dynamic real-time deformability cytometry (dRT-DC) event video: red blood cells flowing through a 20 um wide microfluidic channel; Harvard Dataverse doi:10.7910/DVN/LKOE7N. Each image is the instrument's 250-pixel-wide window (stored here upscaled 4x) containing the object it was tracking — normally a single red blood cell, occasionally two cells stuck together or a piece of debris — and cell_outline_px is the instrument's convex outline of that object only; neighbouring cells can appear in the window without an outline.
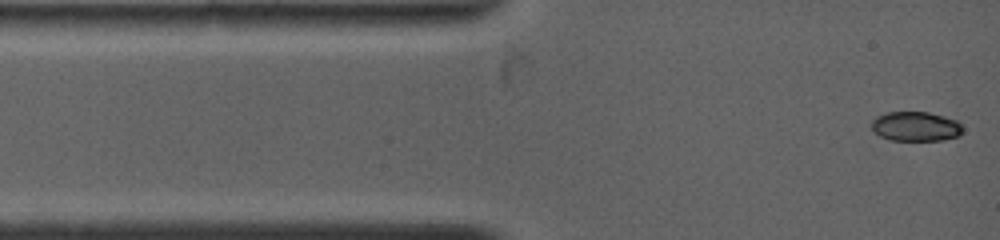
{"species": "common noctule bat (a hibernating species)", "species_latin": "Nyctalus noctula", "temperature_condition": "warm", "stored_images_in_passage": 89, "camera_frame_rate_fps": 4500, "um_per_image_px": 0.085, "animal": {"sex": "female", "body_mass_g": 19.0, "forearm_length_mm": 53.3}, "frame": {"image": 1, "passage_image": 1, "time_ms": 0.0, "image_size_px": [1000, 240], "cell_outline_px": [[964, 128], [960, 136], [944, 140], [888, 140], [880, 136], [872, 128], [872, 120], [876, 116], [888, 112], [928, 112], [944, 116], [956, 120]], "centroid_in_image_um": [77.86, 10.75], "position_along_channel_um": 7.1, "area_um2": 15.78}}
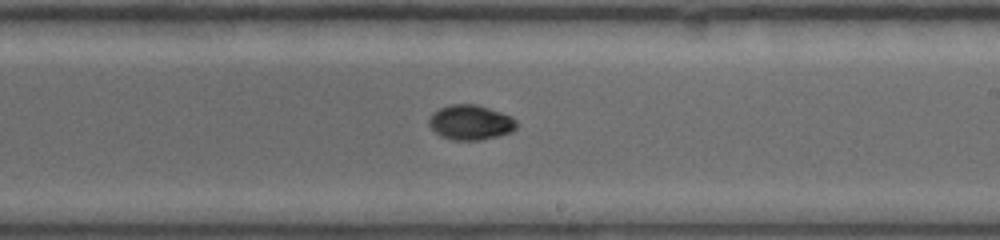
{"frame": {"image": 2, "passage_image": 32, "time_ms": 7.333, "image_size_px": [1000, 240], "cell_outline_px": [[516, 128], [512, 132], [480, 140], [452, 140], [440, 136], [428, 124], [428, 120], [432, 112], [448, 104], [476, 104], [512, 116], [516, 120]], "centroid_in_image_um": [39.97, 10.4], "position_along_channel_um": 249.0, "area_um2": 17.86}}
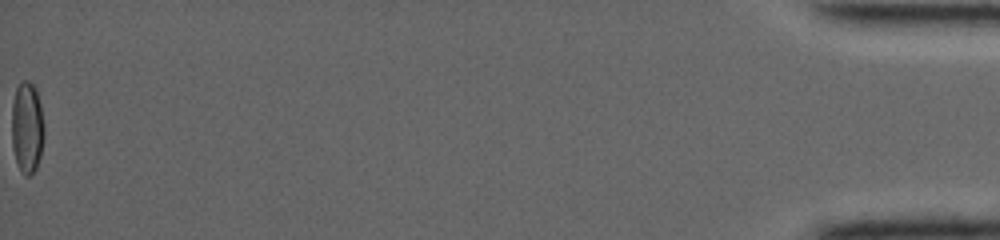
{"frame": {"image": 3, "passage_image": 88, "time_ms": 16.444, "image_size_px": [1000, 240], "cell_outline_px": [[44, 136], [40, 156], [36, 168], [28, 176], [24, 176], [16, 160], [12, 148], [12, 104], [16, 88], [20, 80], [28, 80], [36, 88], [40, 104], [44, 124]], "centroid_in_image_um": [2.3, 10.8], "position_along_channel_um": 432.9, "area_um2": 17.34}, "authors_computed_cell_mechanics": {"area_um2": 16.8198, "velocity_mm_per_s": 3.9226, "shape_relaxation_time_tau1_ms": 5.7171, "shape_relaxation_time_tau2_ms": null, "deformation_change_tau1": 0.1731, "deformation_change_tau2": null}}